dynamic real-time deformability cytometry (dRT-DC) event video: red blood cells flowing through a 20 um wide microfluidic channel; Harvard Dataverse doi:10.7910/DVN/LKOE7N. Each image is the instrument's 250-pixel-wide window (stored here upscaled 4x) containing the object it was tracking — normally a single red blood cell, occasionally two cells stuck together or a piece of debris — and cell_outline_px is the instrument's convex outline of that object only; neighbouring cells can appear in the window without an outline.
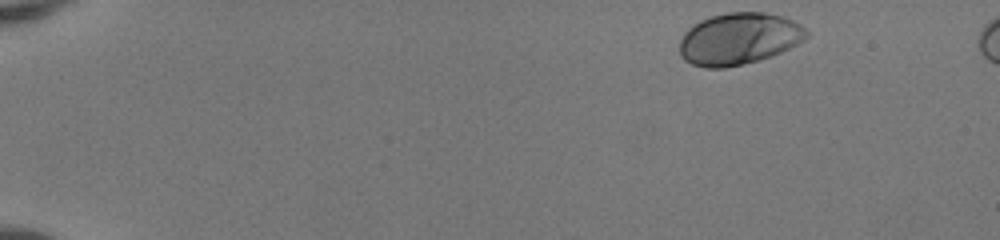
{"species": "human", "species_latin": "Homo sapiens", "temperature_condition": "room temperature", "stored_images_in_passage": 45, "camera_frame_rate_fps": 3000, "um_per_image_px": 0.085, "donor": {"sex": "female"}, "frame": {"image": 1, "passage_image": 1, "time_ms": 0.0, "image_size_px": [1000, 240], "cell_outline_px": [[808, 36], [804, 40], [772, 56], [724, 68], [704, 68], [692, 64], [684, 60], [680, 56], [680, 40], [684, 32], [692, 24], [700, 20], [712, 16], [728, 12], [764, 12], [780, 16], [792, 20], [800, 24], [808, 32]], "centroid_in_image_um": [62.77, 3.29], "position_along_channel_um": 22.2, "area_um2": 38.21}}
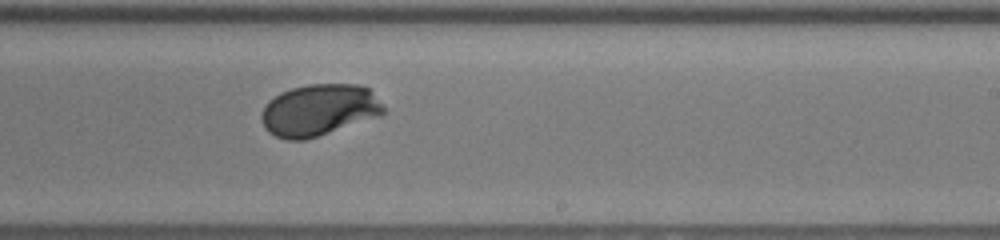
{"frame": {"image": 2, "passage_image": 28, "time_ms": 9.0, "image_size_px": [1000, 240], "cell_outline_px": [[384, 112], [380, 116], [304, 140], [288, 140], [276, 136], [268, 132], [264, 128], [260, 116], [268, 100], [280, 92], [292, 88], [308, 84], [356, 84], [368, 88], [372, 92], [384, 108]], "centroid_in_image_um": [27.08, 9.35], "position_along_channel_um": 261.9, "area_um2": 36.59}}
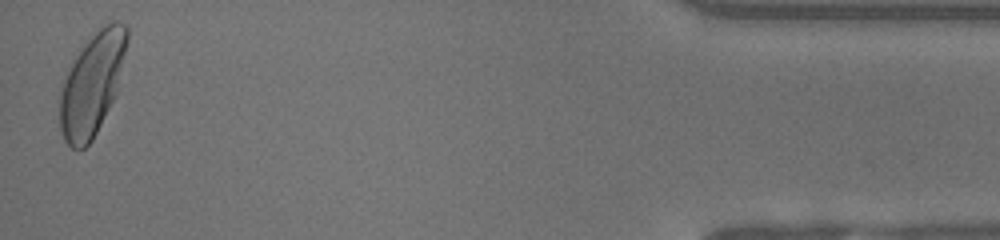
{"frame": {"image": 3, "passage_image": 45, "time_ms": 14.667, "image_size_px": [1000, 240], "cell_outline_px": [[128, 40], [116, 92], [92, 140], [84, 148], [72, 148], [64, 140], [60, 128], [56, 100], [60, 88], [76, 56], [100, 24], [112, 20], [116, 20], [124, 24], [128, 28]], "centroid_in_image_um": [7.79, 7.12], "position_along_channel_um": 427.4, "area_um2": 40.0}, "authors_computed_cell_mechanics": {"area_um2": 36.703, "velocity_mm_per_s": 4.1375, "shape_relaxation_time_tau1_ms": 1.6959, "shape_relaxation_time_tau2_ms": null, "deformation_change_tau1": 0.1287, "deformation_change_tau2": null}}